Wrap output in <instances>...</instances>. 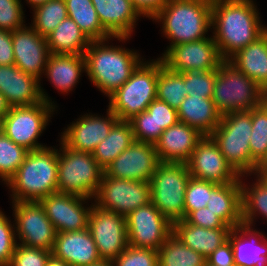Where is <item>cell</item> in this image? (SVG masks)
<instances>
[{"label": "cell", "instance_id": "1", "mask_svg": "<svg viewBox=\"0 0 267 266\" xmlns=\"http://www.w3.org/2000/svg\"><path fill=\"white\" fill-rule=\"evenodd\" d=\"M253 0H212L211 27L221 57L232 55L254 42L266 30Z\"/></svg>", "mask_w": 267, "mask_h": 266}, {"label": "cell", "instance_id": "2", "mask_svg": "<svg viewBox=\"0 0 267 266\" xmlns=\"http://www.w3.org/2000/svg\"><path fill=\"white\" fill-rule=\"evenodd\" d=\"M108 40L91 41L85 52L90 81L108 97L119 89L142 62L137 51L106 45Z\"/></svg>", "mask_w": 267, "mask_h": 266}, {"label": "cell", "instance_id": "3", "mask_svg": "<svg viewBox=\"0 0 267 266\" xmlns=\"http://www.w3.org/2000/svg\"><path fill=\"white\" fill-rule=\"evenodd\" d=\"M58 149L46 147L29 151L24 162L8 181L12 202H39L58 192Z\"/></svg>", "mask_w": 267, "mask_h": 266}, {"label": "cell", "instance_id": "4", "mask_svg": "<svg viewBox=\"0 0 267 266\" xmlns=\"http://www.w3.org/2000/svg\"><path fill=\"white\" fill-rule=\"evenodd\" d=\"M212 0H169L152 18L161 22L169 47L206 38L211 27Z\"/></svg>", "mask_w": 267, "mask_h": 266}, {"label": "cell", "instance_id": "5", "mask_svg": "<svg viewBox=\"0 0 267 266\" xmlns=\"http://www.w3.org/2000/svg\"><path fill=\"white\" fill-rule=\"evenodd\" d=\"M251 110L235 111L222 115L220 124L210 135L219 146L226 162L241 178L260 173L261 168L252 160L250 136Z\"/></svg>", "mask_w": 267, "mask_h": 266}, {"label": "cell", "instance_id": "6", "mask_svg": "<svg viewBox=\"0 0 267 266\" xmlns=\"http://www.w3.org/2000/svg\"><path fill=\"white\" fill-rule=\"evenodd\" d=\"M58 151L57 189L60 193L95 198L104 169L92 153L75 151L60 140ZM62 151V152H61Z\"/></svg>", "mask_w": 267, "mask_h": 266}, {"label": "cell", "instance_id": "7", "mask_svg": "<svg viewBox=\"0 0 267 266\" xmlns=\"http://www.w3.org/2000/svg\"><path fill=\"white\" fill-rule=\"evenodd\" d=\"M152 60H143L130 78L109 96L108 108L120 121H129L135 115L146 111L156 99L159 58Z\"/></svg>", "mask_w": 267, "mask_h": 266}, {"label": "cell", "instance_id": "8", "mask_svg": "<svg viewBox=\"0 0 267 266\" xmlns=\"http://www.w3.org/2000/svg\"><path fill=\"white\" fill-rule=\"evenodd\" d=\"M262 94V88L228 60L216 70L212 101L221 115L259 107Z\"/></svg>", "mask_w": 267, "mask_h": 266}, {"label": "cell", "instance_id": "9", "mask_svg": "<svg viewBox=\"0 0 267 266\" xmlns=\"http://www.w3.org/2000/svg\"><path fill=\"white\" fill-rule=\"evenodd\" d=\"M190 178L187 164L161 162L149 181L151 203L171 223L185 219V191Z\"/></svg>", "mask_w": 267, "mask_h": 266}, {"label": "cell", "instance_id": "10", "mask_svg": "<svg viewBox=\"0 0 267 266\" xmlns=\"http://www.w3.org/2000/svg\"><path fill=\"white\" fill-rule=\"evenodd\" d=\"M56 106L45 101L30 106L11 107L3 119V133L14 143L35 151L47 146L38 143Z\"/></svg>", "mask_w": 267, "mask_h": 266}, {"label": "cell", "instance_id": "11", "mask_svg": "<svg viewBox=\"0 0 267 266\" xmlns=\"http://www.w3.org/2000/svg\"><path fill=\"white\" fill-rule=\"evenodd\" d=\"M150 198L149 182L112 178L103 174L94 203L102 209L127 216L150 203Z\"/></svg>", "mask_w": 267, "mask_h": 266}, {"label": "cell", "instance_id": "12", "mask_svg": "<svg viewBox=\"0 0 267 266\" xmlns=\"http://www.w3.org/2000/svg\"><path fill=\"white\" fill-rule=\"evenodd\" d=\"M16 238L28 247L52 252L56 230L40 202H12Z\"/></svg>", "mask_w": 267, "mask_h": 266}, {"label": "cell", "instance_id": "13", "mask_svg": "<svg viewBox=\"0 0 267 266\" xmlns=\"http://www.w3.org/2000/svg\"><path fill=\"white\" fill-rule=\"evenodd\" d=\"M159 58L177 73L217 70L224 61L213 37L172 46Z\"/></svg>", "mask_w": 267, "mask_h": 266}, {"label": "cell", "instance_id": "14", "mask_svg": "<svg viewBox=\"0 0 267 266\" xmlns=\"http://www.w3.org/2000/svg\"><path fill=\"white\" fill-rule=\"evenodd\" d=\"M125 217L130 246L158 250L173 233V223L151 202L135 209Z\"/></svg>", "mask_w": 267, "mask_h": 266}, {"label": "cell", "instance_id": "15", "mask_svg": "<svg viewBox=\"0 0 267 266\" xmlns=\"http://www.w3.org/2000/svg\"><path fill=\"white\" fill-rule=\"evenodd\" d=\"M88 229L102 260H113L128 247L126 217L92 203Z\"/></svg>", "mask_w": 267, "mask_h": 266}, {"label": "cell", "instance_id": "16", "mask_svg": "<svg viewBox=\"0 0 267 266\" xmlns=\"http://www.w3.org/2000/svg\"><path fill=\"white\" fill-rule=\"evenodd\" d=\"M155 145L134 141L104 170L106 176L149 182L160 164Z\"/></svg>", "mask_w": 267, "mask_h": 266}, {"label": "cell", "instance_id": "17", "mask_svg": "<svg viewBox=\"0 0 267 266\" xmlns=\"http://www.w3.org/2000/svg\"><path fill=\"white\" fill-rule=\"evenodd\" d=\"M192 178L216 184L235 182L240 176L226 162L211 136H204L186 163Z\"/></svg>", "mask_w": 267, "mask_h": 266}, {"label": "cell", "instance_id": "18", "mask_svg": "<svg viewBox=\"0 0 267 266\" xmlns=\"http://www.w3.org/2000/svg\"><path fill=\"white\" fill-rule=\"evenodd\" d=\"M90 198L56 192L42 198L46 216L52 222L57 233L84 230L88 228L92 204H83ZM84 202V203H83Z\"/></svg>", "mask_w": 267, "mask_h": 266}, {"label": "cell", "instance_id": "19", "mask_svg": "<svg viewBox=\"0 0 267 266\" xmlns=\"http://www.w3.org/2000/svg\"><path fill=\"white\" fill-rule=\"evenodd\" d=\"M118 121L119 118L109 108L107 116L103 118L87 114L68 125L60 140L75 151L93 153Z\"/></svg>", "mask_w": 267, "mask_h": 266}, {"label": "cell", "instance_id": "20", "mask_svg": "<svg viewBox=\"0 0 267 266\" xmlns=\"http://www.w3.org/2000/svg\"><path fill=\"white\" fill-rule=\"evenodd\" d=\"M40 80L16 65H0V92L11 107L30 106L42 101L55 104L40 86Z\"/></svg>", "mask_w": 267, "mask_h": 266}, {"label": "cell", "instance_id": "21", "mask_svg": "<svg viewBox=\"0 0 267 266\" xmlns=\"http://www.w3.org/2000/svg\"><path fill=\"white\" fill-rule=\"evenodd\" d=\"M15 65L24 73L40 80L50 56L46 37L40 36L30 24L12 32Z\"/></svg>", "mask_w": 267, "mask_h": 266}, {"label": "cell", "instance_id": "22", "mask_svg": "<svg viewBox=\"0 0 267 266\" xmlns=\"http://www.w3.org/2000/svg\"><path fill=\"white\" fill-rule=\"evenodd\" d=\"M51 254L70 266H90L102 261L88 228L57 233Z\"/></svg>", "mask_w": 267, "mask_h": 266}, {"label": "cell", "instance_id": "23", "mask_svg": "<svg viewBox=\"0 0 267 266\" xmlns=\"http://www.w3.org/2000/svg\"><path fill=\"white\" fill-rule=\"evenodd\" d=\"M203 137L195 128L178 121L164 130L154 144L160 162L186 164Z\"/></svg>", "mask_w": 267, "mask_h": 266}, {"label": "cell", "instance_id": "24", "mask_svg": "<svg viewBox=\"0 0 267 266\" xmlns=\"http://www.w3.org/2000/svg\"><path fill=\"white\" fill-rule=\"evenodd\" d=\"M101 25L116 39L127 41L138 17L142 16L131 0H91Z\"/></svg>", "mask_w": 267, "mask_h": 266}, {"label": "cell", "instance_id": "25", "mask_svg": "<svg viewBox=\"0 0 267 266\" xmlns=\"http://www.w3.org/2000/svg\"><path fill=\"white\" fill-rule=\"evenodd\" d=\"M251 226L241 222L229 232L235 266H267V237Z\"/></svg>", "mask_w": 267, "mask_h": 266}, {"label": "cell", "instance_id": "26", "mask_svg": "<svg viewBox=\"0 0 267 266\" xmlns=\"http://www.w3.org/2000/svg\"><path fill=\"white\" fill-rule=\"evenodd\" d=\"M178 121L185 123L203 136H210L220 124L222 115L216 109L212 98L186 96L177 109Z\"/></svg>", "mask_w": 267, "mask_h": 266}, {"label": "cell", "instance_id": "27", "mask_svg": "<svg viewBox=\"0 0 267 266\" xmlns=\"http://www.w3.org/2000/svg\"><path fill=\"white\" fill-rule=\"evenodd\" d=\"M232 228H203L179 220L173 223V234L187 247L207 258L228 240Z\"/></svg>", "mask_w": 267, "mask_h": 266}, {"label": "cell", "instance_id": "28", "mask_svg": "<svg viewBox=\"0 0 267 266\" xmlns=\"http://www.w3.org/2000/svg\"><path fill=\"white\" fill-rule=\"evenodd\" d=\"M86 72L85 55L50 53L44 75L61 93H68L78 83L81 73Z\"/></svg>", "mask_w": 267, "mask_h": 266}, {"label": "cell", "instance_id": "29", "mask_svg": "<svg viewBox=\"0 0 267 266\" xmlns=\"http://www.w3.org/2000/svg\"><path fill=\"white\" fill-rule=\"evenodd\" d=\"M228 61L255 81L262 90L267 89V30L254 42L240 49Z\"/></svg>", "mask_w": 267, "mask_h": 266}, {"label": "cell", "instance_id": "30", "mask_svg": "<svg viewBox=\"0 0 267 266\" xmlns=\"http://www.w3.org/2000/svg\"><path fill=\"white\" fill-rule=\"evenodd\" d=\"M206 207L231 228L243 222L240 177L232 183L218 184L211 191Z\"/></svg>", "mask_w": 267, "mask_h": 266}, {"label": "cell", "instance_id": "31", "mask_svg": "<svg viewBox=\"0 0 267 266\" xmlns=\"http://www.w3.org/2000/svg\"><path fill=\"white\" fill-rule=\"evenodd\" d=\"M46 42L50 53L84 55L91 41L79 26L67 17L46 36Z\"/></svg>", "mask_w": 267, "mask_h": 266}, {"label": "cell", "instance_id": "32", "mask_svg": "<svg viewBox=\"0 0 267 266\" xmlns=\"http://www.w3.org/2000/svg\"><path fill=\"white\" fill-rule=\"evenodd\" d=\"M67 15L90 41L111 40L113 36L101 25L91 0H65Z\"/></svg>", "mask_w": 267, "mask_h": 266}, {"label": "cell", "instance_id": "33", "mask_svg": "<svg viewBox=\"0 0 267 266\" xmlns=\"http://www.w3.org/2000/svg\"><path fill=\"white\" fill-rule=\"evenodd\" d=\"M135 141L129 121H118L92 153L94 159L105 170L117 156Z\"/></svg>", "mask_w": 267, "mask_h": 266}, {"label": "cell", "instance_id": "34", "mask_svg": "<svg viewBox=\"0 0 267 266\" xmlns=\"http://www.w3.org/2000/svg\"><path fill=\"white\" fill-rule=\"evenodd\" d=\"M256 175V182L250 187L243 183L240 176L242 190V220L244 223L252 224V226L258 215H263L267 220V177L261 173H257Z\"/></svg>", "mask_w": 267, "mask_h": 266}, {"label": "cell", "instance_id": "35", "mask_svg": "<svg viewBox=\"0 0 267 266\" xmlns=\"http://www.w3.org/2000/svg\"><path fill=\"white\" fill-rule=\"evenodd\" d=\"M158 251V266H206V258L185 246L173 233Z\"/></svg>", "mask_w": 267, "mask_h": 266}, {"label": "cell", "instance_id": "36", "mask_svg": "<svg viewBox=\"0 0 267 266\" xmlns=\"http://www.w3.org/2000/svg\"><path fill=\"white\" fill-rule=\"evenodd\" d=\"M186 96L184 74L169 70L159 58L156 98L177 110Z\"/></svg>", "mask_w": 267, "mask_h": 266}, {"label": "cell", "instance_id": "37", "mask_svg": "<svg viewBox=\"0 0 267 266\" xmlns=\"http://www.w3.org/2000/svg\"><path fill=\"white\" fill-rule=\"evenodd\" d=\"M32 28L40 35H49L68 17L65 0H49L33 8Z\"/></svg>", "mask_w": 267, "mask_h": 266}, {"label": "cell", "instance_id": "38", "mask_svg": "<svg viewBox=\"0 0 267 266\" xmlns=\"http://www.w3.org/2000/svg\"><path fill=\"white\" fill-rule=\"evenodd\" d=\"M251 122V158L262 168L267 162V110L262 104L251 110Z\"/></svg>", "mask_w": 267, "mask_h": 266}, {"label": "cell", "instance_id": "39", "mask_svg": "<svg viewBox=\"0 0 267 266\" xmlns=\"http://www.w3.org/2000/svg\"><path fill=\"white\" fill-rule=\"evenodd\" d=\"M28 150L17 145L3 132L0 133V178L5 184L15 175L24 162Z\"/></svg>", "mask_w": 267, "mask_h": 266}, {"label": "cell", "instance_id": "40", "mask_svg": "<svg viewBox=\"0 0 267 266\" xmlns=\"http://www.w3.org/2000/svg\"><path fill=\"white\" fill-rule=\"evenodd\" d=\"M218 184L190 178L185 191L184 214L185 218L192 212L207 206L211 191Z\"/></svg>", "mask_w": 267, "mask_h": 266}, {"label": "cell", "instance_id": "41", "mask_svg": "<svg viewBox=\"0 0 267 266\" xmlns=\"http://www.w3.org/2000/svg\"><path fill=\"white\" fill-rule=\"evenodd\" d=\"M185 86L188 96L212 98L216 70L184 72Z\"/></svg>", "mask_w": 267, "mask_h": 266}, {"label": "cell", "instance_id": "42", "mask_svg": "<svg viewBox=\"0 0 267 266\" xmlns=\"http://www.w3.org/2000/svg\"><path fill=\"white\" fill-rule=\"evenodd\" d=\"M112 262L114 266H158V251L128 245Z\"/></svg>", "mask_w": 267, "mask_h": 266}, {"label": "cell", "instance_id": "43", "mask_svg": "<svg viewBox=\"0 0 267 266\" xmlns=\"http://www.w3.org/2000/svg\"><path fill=\"white\" fill-rule=\"evenodd\" d=\"M21 0H0V30L13 32L25 26Z\"/></svg>", "mask_w": 267, "mask_h": 266}, {"label": "cell", "instance_id": "44", "mask_svg": "<svg viewBox=\"0 0 267 266\" xmlns=\"http://www.w3.org/2000/svg\"><path fill=\"white\" fill-rule=\"evenodd\" d=\"M51 256L50 251L17 243L8 266H46Z\"/></svg>", "mask_w": 267, "mask_h": 266}, {"label": "cell", "instance_id": "45", "mask_svg": "<svg viewBox=\"0 0 267 266\" xmlns=\"http://www.w3.org/2000/svg\"><path fill=\"white\" fill-rule=\"evenodd\" d=\"M147 111L156 121V142L164 130L178 122L177 110L157 98L147 107Z\"/></svg>", "mask_w": 267, "mask_h": 266}, {"label": "cell", "instance_id": "46", "mask_svg": "<svg viewBox=\"0 0 267 266\" xmlns=\"http://www.w3.org/2000/svg\"><path fill=\"white\" fill-rule=\"evenodd\" d=\"M0 210V263L8 266L11 262L14 253L17 239L15 233V226Z\"/></svg>", "mask_w": 267, "mask_h": 266}, {"label": "cell", "instance_id": "47", "mask_svg": "<svg viewBox=\"0 0 267 266\" xmlns=\"http://www.w3.org/2000/svg\"><path fill=\"white\" fill-rule=\"evenodd\" d=\"M137 142L156 143V121L146 110L129 120Z\"/></svg>", "mask_w": 267, "mask_h": 266}, {"label": "cell", "instance_id": "48", "mask_svg": "<svg viewBox=\"0 0 267 266\" xmlns=\"http://www.w3.org/2000/svg\"><path fill=\"white\" fill-rule=\"evenodd\" d=\"M184 221L188 224L201 226L203 228H231L220 217L207 207L192 211Z\"/></svg>", "mask_w": 267, "mask_h": 266}, {"label": "cell", "instance_id": "49", "mask_svg": "<svg viewBox=\"0 0 267 266\" xmlns=\"http://www.w3.org/2000/svg\"><path fill=\"white\" fill-rule=\"evenodd\" d=\"M208 266H235L233 248L229 240L219 246L207 258Z\"/></svg>", "mask_w": 267, "mask_h": 266}, {"label": "cell", "instance_id": "50", "mask_svg": "<svg viewBox=\"0 0 267 266\" xmlns=\"http://www.w3.org/2000/svg\"><path fill=\"white\" fill-rule=\"evenodd\" d=\"M0 65H15L12 32L0 30Z\"/></svg>", "mask_w": 267, "mask_h": 266}, {"label": "cell", "instance_id": "51", "mask_svg": "<svg viewBox=\"0 0 267 266\" xmlns=\"http://www.w3.org/2000/svg\"><path fill=\"white\" fill-rule=\"evenodd\" d=\"M131 2L143 17L152 19L169 0H131Z\"/></svg>", "mask_w": 267, "mask_h": 266}, {"label": "cell", "instance_id": "52", "mask_svg": "<svg viewBox=\"0 0 267 266\" xmlns=\"http://www.w3.org/2000/svg\"><path fill=\"white\" fill-rule=\"evenodd\" d=\"M11 106L7 102L4 95L0 92V114L6 115V113L10 110Z\"/></svg>", "mask_w": 267, "mask_h": 266}, {"label": "cell", "instance_id": "53", "mask_svg": "<svg viewBox=\"0 0 267 266\" xmlns=\"http://www.w3.org/2000/svg\"><path fill=\"white\" fill-rule=\"evenodd\" d=\"M46 266H70L66 262L56 259L55 257L51 256L47 262Z\"/></svg>", "mask_w": 267, "mask_h": 266}, {"label": "cell", "instance_id": "54", "mask_svg": "<svg viewBox=\"0 0 267 266\" xmlns=\"http://www.w3.org/2000/svg\"><path fill=\"white\" fill-rule=\"evenodd\" d=\"M27 4L31 5V8H34L38 5L48 2L49 0H26Z\"/></svg>", "mask_w": 267, "mask_h": 266}, {"label": "cell", "instance_id": "55", "mask_svg": "<svg viewBox=\"0 0 267 266\" xmlns=\"http://www.w3.org/2000/svg\"><path fill=\"white\" fill-rule=\"evenodd\" d=\"M90 266H114L111 260H102L101 262Z\"/></svg>", "mask_w": 267, "mask_h": 266}, {"label": "cell", "instance_id": "56", "mask_svg": "<svg viewBox=\"0 0 267 266\" xmlns=\"http://www.w3.org/2000/svg\"><path fill=\"white\" fill-rule=\"evenodd\" d=\"M262 105L267 110V89L266 90H263V94H262Z\"/></svg>", "mask_w": 267, "mask_h": 266}, {"label": "cell", "instance_id": "57", "mask_svg": "<svg viewBox=\"0 0 267 266\" xmlns=\"http://www.w3.org/2000/svg\"><path fill=\"white\" fill-rule=\"evenodd\" d=\"M260 173L267 177V162L266 164L261 168Z\"/></svg>", "mask_w": 267, "mask_h": 266}, {"label": "cell", "instance_id": "58", "mask_svg": "<svg viewBox=\"0 0 267 266\" xmlns=\"http://www.w3.org/2000/svg\"><path fill=\"white\" fill-rule=\"evenodd\" d=\"M3 119H4V115L0 114V133L3 132Z\"/></svg>", "mask_w": 267, "mask_h": 266}]
</instances>
